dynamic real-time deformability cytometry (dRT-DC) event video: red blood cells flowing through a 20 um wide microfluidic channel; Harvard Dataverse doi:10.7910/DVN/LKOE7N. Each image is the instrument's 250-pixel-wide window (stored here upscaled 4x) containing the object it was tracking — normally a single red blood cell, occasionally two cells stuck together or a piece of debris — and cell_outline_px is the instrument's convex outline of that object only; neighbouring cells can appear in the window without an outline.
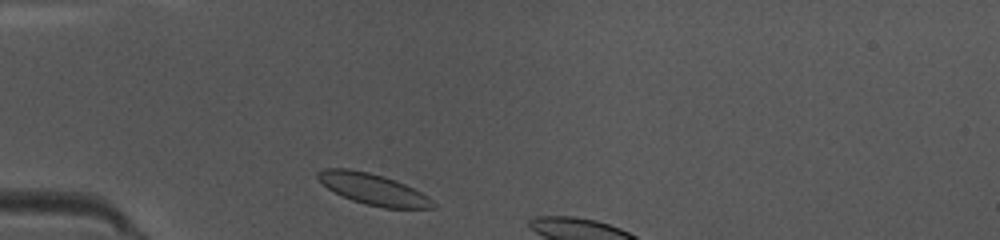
{"species": "common noctule bat (a hibernating species)", "species_latin": "Nyctalus noctula", "temperature_condition": "warm", "stored_images_in_passage": 6, "camera_frame_rate_fps": 3000, "um_per_image_px": 0.085, "animal": {"sex": "female", "body_mass_g": 10.0, "forearm_length_mm": 53.1}, "frame": {"image": 1, "passage_image": 2, "time_ms": 0.333, "image_size_px": [1000, 240], "cell_outline_px": [[436, 208], [384, 208], [364, 204], [352, 200], [328, 188], [316, 176], [316, 172], [324, 168], [348, 168], [368, 172], [384, 176], [396, 180], [428, 196], [436, 204]], "centroid_in_image_um": [31.73, 16.08], "position_along_channel_um": 53.3, "area_um2": 20.75}}